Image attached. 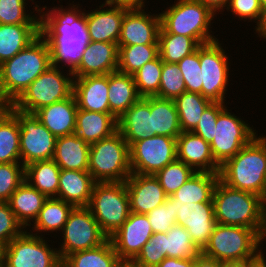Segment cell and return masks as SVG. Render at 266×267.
I'll return each instance as SVG.
<instances>
[{"label": "cell", "instance_id": "cell-29", "mask_svg": "<svg viewBox=\"0 0 266 267\" xmlns=\"http://www.w3.org/2000/svg\"><path fill=\"white\" fill-rule=\"evenodd\" d=\"M109 113L117 120L141 97L139 96L133 75L120 71L109 73Z\"/></svg>", "mask_w": 266, "mask_h": 267}, {"label": "cell", "instance_id": "cell-46", "mask_svg": "<svg viewBox=\"0 0 266 267\" xmlns=\"http://www.w3.org/2000/svg\"><path fill=\"white\" fill-rule=\"evenodd\" d=\"M27 0H0V24H40L39 17L26 12ZM26 7V8H25Z\"/></svg>", "mask_w": 266, "mask_h": 267}, {"label": "cell", "instance_id": "cell-65", "mask_svg": "<svg viewBox=\"0 0 266 267\" xmlns=\"http://www.w3.org/2000/svg\"><path fill=\"white\" fill-rule=\"evenodd\" d=\"M259 2H260V5H261L263 11H265L266 10V0H259Z\"/></svg>", "mask_w": 266, "mask_h": 267}, {"label": "cell", "instance_id": "cell-34", "mask_svg": "<svg viewBox=\"0 0 266 267\" xmlns=\"http://www.w3.org/2000/svg\"><path fill=\"white\" fill-rule=\"evenodd\" d=\"M60 170L53 159L35 161L25 166V180L48 198L57 197Z\"/></svg>", "mask_w": 266, "mask_h": 267}, {"label": "cell", "instance_id": "cell-52", "mask_svg": "<svg viewBox=\"0 0 266 267\" xmlns=\"http://www.w3.org/2000/svg\"><path fill=\"white\" fill-rule=\"evenodd\" d=\"M225 9L233 12L240 20L254 21L255 28L260 24L264 12L259 0H229Z\"/></svg>", "mask_w": 266, "mask_h": 267}, {"label": "cell", "instance_id": "cell-30", "mask_svg": "<svg viewBox=\"0 0 266 267\" xmlns=\"http://www.w3.org/2000/svg\"><path fill=\"white\" fill-rule=\"evenodd\" d=\"M48 199L32 187L26 180L13 192L8 201L11 210L24 228L30 226L37 219L42 206Z\"/></svg>", "mask_w": 266, "mask_h": 267}, {"label": "cell", "instance_id": "cell-4", "mask_svg": "<svg viewBox=\"0 0 266 267\" xmlns=\"http://www.w3.org/2000/svg\"><path fill=\"white\" fill-rule=\"evenodd\" d=\"M51 65L50 46L40 34L13 58L1 64L5 96L13 103Z\"/></svg>", "mask_w": 266, "mask_h": 267}, {"label": "cell", "instance_id": "cell-8", "mask_svg": "<svg viewBox=\"0 0 266 267\" xmlns=\"http://www.w3.org/2000/svg\"><path fill=\"white\" fill-rule=\"evenodd\" d=\"M87 208L109 238L131 213L125 182H95Z\"/></svg>", "mask_w": 266, "mask_h": 267}, {"label": "cell", "instance_id": "cell-5", "mask_svg": "<svg viewBox=\"0 0 266 267\" xmlns=\"http://www.w3.org/2000/svg\"><path fill=\"white\" fill-rule=\"evenodd\" d=\"M159 14V33L192 37L199 45L217 40L210 30L211 21L216 15L197 0H177L174 5Z\"/></svg>", "mask_w": 266, "mask_h": 267}, {"label": "cell", "instance_id": "cell-9", "mask_svg": "<svg viewBox=\"0 0 266 267\" xmlns=\"http://www.w3.org/2000/svg\"><path fill=\"white\" fill-rule=\"evenodd\" d=\"M66 71L69 72L67 75L59 67L51 65L27 87L12 106L34 114L43 107L69 98L73 94L74 76L71 71Z\"/></svg>", "mask_w": 266, "mask_h": 267}, {"label": "cell", "instance_id": "cell-51", "mask_svg": "<svg viewBox=\"0 0 266 267\" xmlns=\"http://www.w3.org/2000/svg\"><path fill=\"white\" fill-rule=\"evenodd\" d=\"M226 108L225 103L211 102L203 111L197 126L191 131L202 137L207 143L213 141L214 124L217 122L218 115Z\"/></svg>", "mask_w": 266, "mask_h": 267}, {"label": "cell", "instance_id": "cell-22", "mask_svg": "<svg viewBox=\"0 0 266 267\" xmlns=\"http://www.w3.org/2000/svg\"><path fill=\"white\" fill-rule=\"evenodd\" d=\"M109 74L74 77L73 94L78 109L109 113Z\"/></svg>", "mask_w": 266, "mask_h": 267}, {"label": "cell", "instance_id": "cell-6", "mask_svg": "<svg viewBox=\"0 0 266 267\" xmlns=\"http://www.w3.org/2000/svg\"><path fill=\"white\" fill-rule=\"evenodd\" d=\"M88 172L95 182H125L132 174L129 145L118 130L90 145Z\"/></svg>", "mask_w": 266, "mask_h": 267}, {"label": "cell", "instance_id": "cell-48", "mask_svg": "<svg viewBox=\"0 0 266 267\" xmlns=\"http://www.w3.org/2000/svg\"><path fill=\"white\" fill-rule=\"evenodd\" d=\"M185 82L186 91L202 95V72L200 67V46L192 54L177 63Z\"/></svg>", "mask_w": 266, "mask_h": 267}, {"label": "cell", "instance_id": "cell-44", "mask_svg": "<svg viewBox=\"0 0 266 267\" xmlns=\"http://www.w3.org/2000/svg\"><path fill=\"white\" fill-rule=\"evenodd\" d=\"M183 92H186V86L177 63H167L162 61V73L158 97L174 100Z\"/></svg>", "mask_w": 266, "mask_h": 267}, {"label": "cell", "instance_id": "cell-26", "mask_svg": "<svg viewBox=\"0 0 266 267\" xmlns=\"http://www.w3.org/2000/svg\"><path fill=\"white\" fill-rule=\"evenodd\" d=\"M95 181L88 171L60 170L58 199L74 207H87Z\"/></svg>", "mask_w": 266, "mask_h": 267}, {"label": "cell", "instance_id": "cell-7", "mask_svg": "<svg viewBox=\"0 0 266 267\" xmlns=\"http://www.w3.org/2000/svg\"><path fill=\"white\" fill-rule=\"evenodd\" d=\"M260 248V235L254 229L216 223L201 253L217 261L258 260Z\"/></svg>", "mask_w": 266, "mask_h": 267}, {"label": "cell", "instance_id": "cell-54", "mask_svg": "<svg viewBox=\"0 0 266 267\" xmlns=\"http://www.w3.org/2000/svg\"><path fill=\"white\" fill-rule=\"evenodd\" d=\"M206 5L213 13L222 12L227 7L229 0H197ZM225 7V8H224Z\"/></svg>", "mask_w": 266, "mask_h": 267}, {"label": "cell", "instance_id": "cell-10", "mask_svg": "<svg viewBox=\"0 0 266 267\" xmlns=\"http://www.w3.org/2000/svg\"><path fill=\"white\" fill-rule=\"evenodd\" d=\"M61 232L63 242L57 250L62 261L76 251L96 248L109 239L87 207H74Z\"/></svg>", "mask_w": 266, "mask_h": 267}, {"label": "cell", "instance_id": "cell-24", "mask_svg": "<svg viewBox=\"0 0 266 267\" xmlns=\"http://www.w3.org/2000/svg\"><path fill=\"white\" fill-rule=\"evenodd\" d=\"M78 107L74 94L37 110L34 115L56 137L75 133Z\"/></svg>", "mask_w": 266, "mask_h": 267}, {"label": "cell", "instance_id": "cell-63", "mask_svg": "<svg viewBox=\"0 0 266 267\" xmlns=\"http://www.w3.org/2000/svg\"><path fill=\"white\" fill-rule=\"evenodd\" d=\"M117 267H139L133 261H121Z\"/></svg>", "mask_w": 266, "mask_h": 267}, {"label": "cell", "instance_id": "cell-23", "mask_svg": "<svg viewBox=\"0 0 266 267\" xmlns=\"http://www.w3.org/2000/svg\"><path fill=\"white\" fill-rule=\"evenodd\" d=\"M177 160L196 172L219 173L220 165L214 160L210 144L193 132H181L176 139Z\"/></svg>", "mask_w": 266, "mask_h": 267}, {"label": "cell", "instance_id": "cell-61", "mask_svg": "<svg viewBox=\"0 0 266 267\" xmlns=\"http://www.w3.org/2000/svg\"><path fill=\"white\" fill-rule=\"evenodd\" d=\"M264 239L266 240V205H265V211H264L263 228L260 234V244H262V247L264 246V244L262 243Z\"/></svg>", "mask_w": 266, "mask_h": 267}, {"label": "cell", "instance_id": "cell-31", "mask_svg": "<svg viewBox=\"0 0 266 267\" xmlns=\"http://www.w3.org/2000/svg\"><path fill=\"white\" fill-rule=\"evenodd\" d=\"M40 24H0V65L40 35Z\"/></svg>", "mask_w": 266, "mask_h": 267}, {"label": "cell", "instance_id": "cell-50", "mask_svg": "<svg viewBox=\"0 0 266 267\" xmlns=\"http://www.w3.org/2000/svg\"><path fill=\"white\" fill-rule=\"evenodd\" d=\"M26 229L17 220L8 202H0V243L7 245Z\"/></svg>", "mask_w": 266, "mask_h": 267}, {"label": "cell", "instance_id": "cell-41", "mask_svg": "<svg viewBox=\"0 0 266 267\" xmlns=\"http://www.w3.org/2000/svg\"><path fill=\"white\" fill-rule=\"evenodd\" d=\"M201 254L185 227L174 224L166 233V257L195 259Z\"/></svg>", "mask_w": 266, "mask_h": 267}, {"label": "cell", "instance_id": "cell-3", "mask_svg": "<svg viewBox=\"0 0 266 267\" xmlns=\"http://www.w3.org/2000/svg\"><path fill=\"white\" fill-rule=\"evenodd\" d=\"M212 201L216 223L246 227L261 234L266 205L261 196L229 187L219 179Z\"/></svg>", "mask_w": 266, "mask_h": 267}, {"label": "cell", "instance_id": "cell-33", "mask_svg": "<svg viewBox=\"0 0 266 267\" xmlns=\"http://www.w3.org/2000/svg\"><path fill=\"white\" fill-rule=\"evenodd\" d=\"M219 173L195 172L172 196L176 204L213 202L214 188Z\"/></svg>", "mask_w": 266, "mask_h": 267}, {"label": "cell", "instance_id": "cell-32", "mask_svg": "<svg viewBox=\"0 0 266 267\" xmlns=\"http://www.w3.org/2000/svg\"><path fill=\"white\" fill-rule=\"evenodd\" d=\"M150 113L152 136H167L177 139L182 130L173 99L150 97Z\"/></svg>", "mask_w": 266, "mask_h": 267}, {"label": "cell", "instance_id": "cell-16", "mask_svg": "<svg viewBox=\"0 0 266 267\" xmlns=\"http://www.w3.org/2000/svg\"><path fill=\"white\" fill-rule=\"evenodd\" d=\"M153 234L147 215L131 212L109 239L121 261H133Z\"/></svg>", "mask_w": 266, "mask_h": 267}, {"label": "cell", "instance_id": "cell-1", "mask_svg": "<svg viewBox=\"0 0 266 267\" xmlns=\"http://www.w3.org/2000/svg\"><path fill=\"white\" fill-rule=\"evenodd\" d=\"M71 7H53L48 12L46 5L41 9L35 4V11L40 15V33L46 39L51 50V64L62 68L69 66L73 72L78 66L89 40L84 12L78 9V5ZM77 6V7H76ZM40 7V8H39ZM43 12V13H42ZM60 67V64L63 65ZM59 65V66H58Z\"/></svg>", "mask_w": 266, "mask_h": 267}, {"label": "cell", "instance_id": "cell-55", "mask_svg": "<svg viewBox=\"0 0 266 267\" xmlns=\"http://www.w3.org/2000/svg\"><path fill=\"white\" fill-rule=\"evenodd\" d=\"M193 267H219V261L201 253L194 259Z\"/></svg>", "mask_w": 266, "mask_h": 267}, {"label": "cell", "instance_id": "cell-42", "mask_svg": "<svg viewBox=\"0 0 266 267\" xmlns=\"http://www.w3.org/2000/svg\"><path fill=\"white\" fill-rule=\"evenodd\" d=\"M161 73L162 59L158 56L145 63L133 74L137 92L141 98L158 97Z\"/></svg>", "mask_w": 266, "mask_h": 267}, {"label": "cell", "instance_id": "cell-21", "mask_svg": "<svg viewBox=\"0 0 266 267\" xmlns=\"http://www.w3.org/2000/svg\"><path fill=\"white\" fill-rule=\"evenodd\" d=\"M118 70V45L116 43L90 41L84 47L74 77L105 75Z\"/></svg>", "mask_w": 266, "mask_h": 267}, {"label": "cell", "instance_id": "cell-25", "mask_svg": "<svg viewBox=\"0 0 266 267\" xmlns=\"http://www.w3.org/2000/svg\"><path fill=\"white\" fill-rule=\"evenodd\" d=\"M150 97L140 98L119 119L118 131L129 147L152 136Z\"/></svg>", "mask_w": 266, "mask_h": 267}, {"label": "cell", "instance_id": "cell-36", "mask_svg": "<svg viewBox=\"0 0 266 267\" xmlns=\"http://www.w3.org/2000/svg\"><path fill=\"white\" fill-rule=\"evenodd\" d=\"M120 262L111 240L108 239L96 248L76 251L68 255L62 261V265L64 267H117Z\"/></svg>", "mask_w": 266, "mask_h": 267}, {"label": "cell", "instance_id": "cell-62", "mask_svg": "<svg viewBox=\"0 0 266 267\" xmlns=\"http://www.w3.org/2000/svg\"><path fill=\"white\" fill-rule=\"evenodd\" d=\"M9 108L10 106L6 102L0 100V119L9 110Z\"/></svg>", "mask_w": 266, "mask_h": 267}, {"label": "cell", "instance_id": "cell-39", "mask_svg": "<svg viewBox=\"0 0 266 267\" xmlns=\"http://www.w3.org/2000/svg\"><path fill=\"white\" fill-rule=\"evenodd\" d=\"M158 56V44L118 46V71L133 75L145 63Z\"/></svg>", "mask_w": 266, "mask_h": 267}, {"label": "cell", "instance_id": "cell-43", "mask_svg": "<svg viewBox=\"0 0 266 267\" xmlns=\"http://www.w3.org/2000/svg\"><path fill=\"white\" fill-rule=\"evenodd\" d=\"M196 171L182 161L175 160L154 176L159 180L167 196L177 191Z\"/></svg>", "mask_w": 266, "mask_h": 267}, {"label": "cell", "instance_id": "cell-17", "mask_svg": "<svg viewBox=\"0 0 266 267\" xmlns=\"http://www.w3.org/2000/svg\"><path fill=\"white\" fill-rule=\"evenodd\" d=\"M174 209L177 213L176 224L185 227L190 234L192 242L202 251L216 225L213 202L186 203L182 205L176 204V199L174 198Z\"/></svg>", "mask_w": 266, "mask_h": 267}, {"label": "cell", "instance_id": "cell-14", "mask_svg": "<svg viewBox=\"0 0 266 267\" xmlns=\"http://www.w3.org/2000/svg\"><path fill=\"white\" fill-rule=\"evenodd\" d=\"M132 173L155 175L159 170L177 159L176 138L149 136L129 147Z\"/></svg>", "mask_w": 266, "mask_h": 267}, {"label": "cell", "instance_id": "cell-11", "mask_svg": "<svg viewBox=\"0 0 266 267\" xmlns=\"http://www.w3.org/2000/svg\"><path fill=\"white\" fill-rule=\"evenodd\" d=\"M44 238L27 230L13 238L5 246L3 267H61L57 248Z\"/></svg>", "mask_w": 266, "mask_h": 267}, {"label": "cell", "instance_id": "cell-49", "mask_svg": "<svg viewBox=\"0 0 266 267\" xmlns=\"http://www.w3.org/2000/svg\"><path fill=\"white\" fill-rule=\"evenodd\" d=\"M153 233H167L176 224L177 213L174 209V197L167 196L164 204L159 205L147 214Z\"/></svg>", "mask_w": 266, "mask_h": 267}, {"label": "cell", "instance_id": "cell-12", "mask_svg": "<svg viewBox=\"0 0 266 267\" xmlns=\"http://www.w3.org/2000/svg\"><path fill=\"white\" fill-rule=\"evenodd\" d=\"M229 111L226 107L218 115L210 144L212 156L220 166L257 136L254 127Z\"/></svg>", "mask_w": 266, "mask_h": 267}, {"label": "cell", "instance_id": "cell-35", "mask_svg": "<svg viewBox=\"0 0 266 267\" xmlns=\"http://www.w3.org/2000/svg\"><path fill=\"white\" fill-rule=\"evenodd\" d=\"M73 208L74 206L72 204L64 200L56 197L48 198L42 206L34 224H31L33 226L32 231L36 233H33L31 230L30 233L42 237L44 236L42 234L43 232H61Z\"/></svg>", "mask_w": 266, "mask_h": 267}, {"label": "cell", "instance_id": "cell-58", "mask_svg": "<svg viewBox=\"0 0 266 267\" xmlns=\"http://www.w3.org/2000/svg\"><path fill=\"white\" fill-rule=\"evenodd\" d=\"M255 33L261 38L266 39V10L263 12L260 24L255 28Z\"/></svg>", "mask_w": 266, "mask_h": 267}, {"label": "cell", "instance_id": "cell-57", "mask_svg": "<svg viewBox=\"0 0 266 267\" xmlns=\"http://www.w3.org/2000/svg\"><path fill=\"white\" fill-rule=\"evenodd\" d=\"M254 261L256 260L219 261V267H248Z\"/></svg>", "mask_w": 266, "mask_h": 267}, {"label": "cell", "instance_id": "cell-18", "mask_svg": "<svg viewBox=\"0 0 266 267\" xmlns=\"http://www.w3.org/2000/svg\"><path fill=\"white\" fill-rule=\"evenodd\" d=\"M144 7H131L123 17L118 46L158 44L160 14H148Z\"/></svg>", "mask_w": 266, "mask_h": 267}, {"label": "cell", "instance_id": "cell-38", "mask_svg": "<svg viewBox=\"0 0 266 267\" xmlns=\"http://www.w3.org/2000/svg\"><path fill=\"white\" fill-rule=\"evenodd\" d=\"M182 132H191L201 119L203 111L212 102L200 93L183 92L174 99Z\"/></svg>", "mask_w": 266, "mask_h": 267}, {"label": "cell", "instance_id": "cell-19", "mask_svg": "<svg viewBox=\"0 0 266 267\" xmlns=\"http://www.w3.org/2000/svg\"><path fill=\"white\" fill-rule=\"evenodd\" d=\"M129 8L123 5L102 3L99 9L85 12L89 40L117 44L121 34L123 17Z\"/></svg>", "mask_w": 266, "mask_h": 267}, {"label": "cell", "instance_id": "cell-60", "mask_svg": "<svg viewBox=\"0 0 266 267\" xmlns=\"http://www.w3.org/2000/svg\"><path fill=\"white\" fill-rule=\"evenodd\" d=\"M0 100L6 102L9 106L12 105V102L5 96L4 89L2 86L1 65H0Z\"/></svg>", "mask_w": 266, "mask_h": 267}, {"label": "cell", "instance_id": "cell-13", "mask_svg": "<svg viewBox=\"0 0 266 267\" xmlns=\"http://www.w3.org/2000/svg\"><path fill=\"white\" fill-rule=\"evenodd\" d=\"M9 110L19 121L21 164L27 166L35 161L52 159L57 138L33 113L20 111L12 105Z\"/></svg>", "mask_w": 266, "mask_h": 267}, {"label": "cell", "instance_id": "cell-64", "mask_svg": "<svg viewBox=\"0 0 266 267\" xmlns=\"http://www.w3.org/2000/svg\"><path fill=\"white\" fill-rule=\"evenodd\" d=\"M4 251H5V245L0 243V267H3L4 264Z\"/></svg>", "mask_w": 266, "mask_h": 267}, {"label": "cell", "instance_id": "cell-37", "mask_svg": "<svg viewBox=\"0 0 266 267\" xmlns=\"http://www.w3.org/2000/svg\"><path fill=\"white\" fill-rule=\"evenodd\" d=\"M20 160L19 121L8 110L0 119V164L21 163Z\"/></svg>", "mask_w": 266, "mask_h": 267}, {"label": "cell", "instance_id": "cell-20", "mask_svg": "<svg viewBox=\"0 0 266 267\" xmlns=\"http://www.w3.org/2000/svg\"><path fill=\"white\" fill-rule=\"evenodd\" d=\"M130 211L137 214H147L159 205L164 204L167 195L154 175L132 173L125 181Z\"/></svg>", "mask_w": 266, "mask_h": 267}, {"label": "cell", "instance_id": "cell-28", "mask_svg": "<svg viewBox=\"0 0 266 267\" xmlns=\"http://www.w3.org/2000/svg\"><path fill=\"white\" fill-rule=\"evenodd\" d=\"M90 145L75 133L58 137L53 160L60 169L88 171Z\"/></svg>", "mask_w": 266, "mask_h": 267}, {"label": "cell", "instance_id": "cell-2", "mask_svg": "<svg viewBox=\"0 0 266 267\" xmlns=\"http://www.w3.org/2000/svg\"><path fill=\"white\" fill-rule=\"evenodd\" d=\"M219 179L229 187L261 196L266 201V136H255L235 156L227 159Z\"/></svg>", "mask_w": 266, "mask_h": 267}, {"label": "cell", "instance_id": "cell-45", "mask_svg": "<svg viewBox=\"0 0 266 267\" xmlns=\"http://www.w3.org/2000/svg\"><path fill=\"white\" fill-rule=\"evenodd\" d=\"M166 258V233L159 232L151 236L133 260L139 267H157Z\"/></svg>", "mask_w": 266, "mask_h": 267}, {"label": "cell", "instance_id": "cell-15", "mask_svg": "<svg viewBox=\"0 0 266 267\" xmlns=\"http://www.w3.org/2000/svg\"><path fill=\"white\" fill-rule=\"evenodd\" d=\"M219 39L200 45L202 96L212 102L225 103L229 82V61Z\"/></svg>", "mask_w": 266, "mask_h": 267}, {"label": "cell", "instance_id": "cell-47", "mask_svg": "<svg viewBox=\"0 0 266 267\" xmlns=\"http://www.w3.org/2000/svg\"><path fill=\"white\" fill-rule=\"evenodd\" d=\"M25 180V166L20 163L0 164V202H8Z\"/></svg>", "mask_w": 266, "mask_h": 267}, {"label": "cell", "instance_id": "cell-27", "mask_svg": "<svg viewBox=\"0 0 266 267\" xmlns=\"http://www.w3.org/2000/svg\"><path fill=\"white\" fill-rule=\"evenodd\" d=\"M117 130L118 120L111 113L77 110L75 134L87 144L92 145Z\"/></svg>", "mask_w": 266, "mask_h": 267}, {"label": "cell", "instance_id": "cell-40", "mask_svg": "<svg viewBox=\"0 0 266 267\" xmlns=\"http://www.w3.org/2000/svg\"><path fill=\"white\" fill-rule=\"evenodd\" d=\"M159 56L167 63H178L200 46L192 37L173 33H159Z\"/></svg>", "mask_w": 266, "mask_h": 267}, {"label": "cell", "instance_id": "cell-59", "mask_svg": "<svg viewBox=\"0 0 266 267\" xmlns=\"http://www.w3.org/2000/svg\"><path fill=\"white\" fill-rule=\"evenodd\" d=\"M262 249L263 248H261V257L252 262L248 267H266V258L264 257L265 253L262 252Z\"/></svg>", "mask_w": 266, "mask_h": 267}, {"label": "cell", "instance_id": "cell-53", "mask_svg": "<svg viewBox=\"0 0 266 267\" xmlns=\"http://www.w3.org/2000/svg\"><path fill=\"white\" fill-rule=\"evenodd\" d=\"M194 259L166 257L157 267H193Z\"/></svg>", "mask_w": 266, "mask_h": 267}, {"label": "cell", "instance_id": "cell-56", "mask_svg": "<svg viewBox=\"0 0 266 267\" xmlns=\"http://www.w3.org/2000/svg\"><path fill=\"white\" fill-rule=\"evenodd\" d=\"M105 4L111 5H123L128 7H144L145 0H105Z\"/></svg>", "mask_w": 266, "mask_h": 267}]
</instances>
